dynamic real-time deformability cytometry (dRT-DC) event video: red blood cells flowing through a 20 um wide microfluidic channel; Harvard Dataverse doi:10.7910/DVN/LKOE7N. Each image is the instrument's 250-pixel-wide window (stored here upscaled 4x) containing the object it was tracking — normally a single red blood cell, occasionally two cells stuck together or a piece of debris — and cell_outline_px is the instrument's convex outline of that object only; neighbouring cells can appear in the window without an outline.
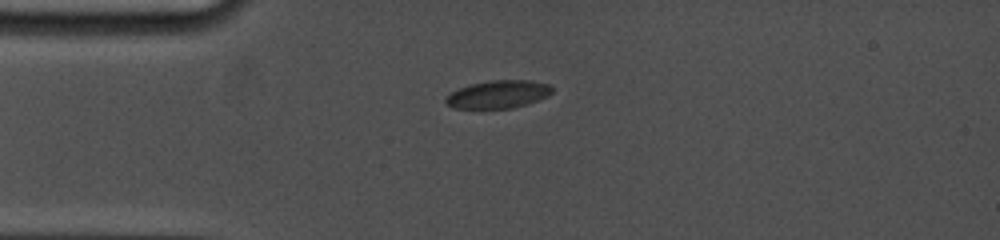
{"species": "common noctule bat (a hibernating species)", "species_latin": "Nyctalus noctula", "temperature_condition": "cold", "stored_images_in_passage": 24, "camera_frame_rate_fps": 5000, "um_per_image_px": 0.085, "animal": {"sex": "female", "body_mass_g": 19.0, "forearm_length_mm": 53.3}, "frame": {"image": 1, "passage_image": 1, "time_ms": 0.0, "image_size_px": [1000, 240], "cell_outline_px": [[552, 92], [548, 96], [528, 104], [512, 108], [452, 108], [444, 100], [452, 92], [460, 88], [472, 84], [492, 80], [532, 80], [548, 84], [552, 88]], "centroid_in_image_um": [42.39, 8.02], "position_along_channel_um": 42.6, "area_um2": 17.11}}
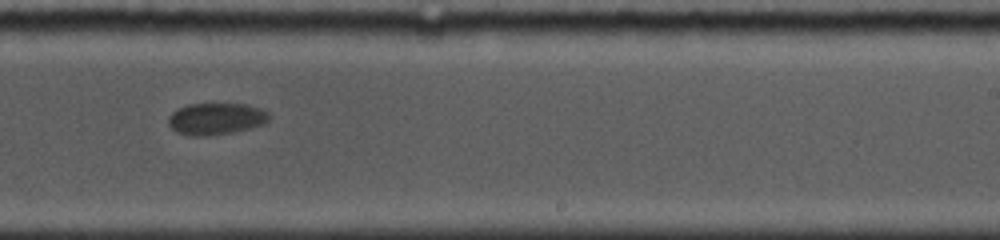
{"frame": {"image": 2, "passage_image": 14, "time_ms": 6.8, "image_size_px": [1000, 240], "cell_outline_px": [[272, 116], [264, 124], [252, 128], [232, 132], [208, 136], [188, 136], [176, 132], [168, 124], [168, 116], [172, 112], [188, 104], [248, 104], [260, 108], [268, 112]], "centroid_in_image_um": [18.38, 10.1], "position_along_channel_um": 270.6, "area_um2": 18.84}}
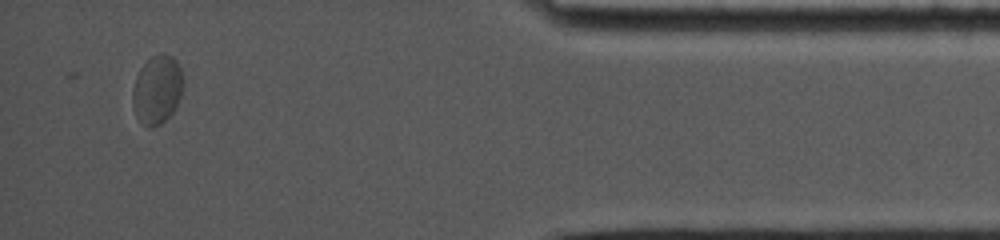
{"frame": {"image": 3, "passage_image": 24, "time_ms": 12.0, "image_size_px": [1000, 240], "cell_outline_px": [[184, 84], [180, 100], [176, 108], [160, 124], [152, 128], [148, 128], [140, 124], [136, 116], [132, 104], [132, 88], [136, 76], [140, 68], [152, 56], [160, 52], [164, 52], [172, 56], [180, 64], [184, 76]], "centroid_in_image_um": [13.37, 7.61], "position_along_channel_um": 421.8, "area_um2": 20.92}, "authors_computed_cell_mechanics": {"area_um2": 19.1029, "velocity_mm_per_s": 3.6161, "shape_relaxation_time_tau1_ms": 0.9838, "shape_relaxation_time_tau2_ms": null, "deformation_change_tau1": 0.0259, "deformation_change_tau2": null}}